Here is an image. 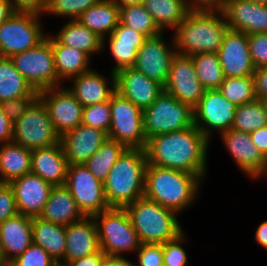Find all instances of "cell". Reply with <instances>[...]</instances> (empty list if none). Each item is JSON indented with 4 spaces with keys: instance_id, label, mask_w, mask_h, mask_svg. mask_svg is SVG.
<instances>
[{
    "instance_id": "44dd1931",
    "label": "cell",
    "mask_w": 267,
    "mask_h": 266,
    "mask_svg": "<svg viewBox=\"0 0 267 266\" xmlns=\"http://www.w3.org/2000/svg\"><path fill=\"white\" fill-rule=\"evenodd\" d=\"M9 184L14 192L18 212L30 217H39L53 185L33 173L23 175Z\"/></svg>"
},
{
    "instance_id": "4316f807",
    "label": "cell",
    "mask_w": 267,
    "mask_h": 266,
    "mask_svg": "<svg viewBox=\"0 0 267 266\" xmlns=\"http://www.w3.org/2000/svg\"><path fill=\"white\" fill-rule=\"evenodd\" d=\"M69 163L61 143L32 150L31 173L42 177L46 182L64 185Z\"/></svg>"
},
{
    "instance_id": "ffe728a7",
    "label": "cell",
    "mask_w": 267,
    "mask_h": 266,
    "mask_svg": "<svg viewBox=\"0 0 267 266\" xmlns=\"http://www.w3.org/2000/svg\"><path fill=\"white\" fill-rule=\"evenodd\" d=\"M115 88L116 92L142 111L151 106L164 90L162 85L134 67L120 70L115 74Z\"/></svg>"
},
{
    "instance_id": "f35d334b",
    "label": "cell",
    "mask_w": 267,
    "mask_h": 266,
    "mask_svg": "<svg viewBox=\"0 0 267 266\" xmlns=\"http://www.w3.org/2000/svg\"><path fill=\"white\" fill-rule=\"evenodd\" d=\"M265 125H267V114L262 103L257 99L237 106L231 129L251 133Z\"/></svg>"
},
{
    "instance_id": "91938a15",
    "label": "cell",
    "mask_w": 267,
    "mask_h": 266,
    "mask_svg": "<svg viewBox=\"0 0 267 266\" xmlns=\"http://www.w3.org/2000/svg\"><path fill=\"white\" fill-rule=\"evenodd\" d=\"M120 8L126 5L143 4L145 0H113Z\"/></svg>"
},
{
    "instance_id": "30bf717a",
    "label": "cell",
    "mask_w": 267,
    "mask_h": 266,
    "mask_svg": "<svg viewBox=\"0 0 267 266\" xmlns=\"http://www.w3.org/2000/svg\"><path fill=\"white\" fill-rule=\"evenodd\" d=\"M12 141L31 150L60 142V135L55 131L46 105L39 97L13 123Z\"/></svg>"
},
{
    "instance_id": "9c48e42d",
    "label": "cell",
    "mask_w": 267,
    "mask_h": 266,
    "mask_svg": "<svg viewBox=\"0 0 267 266\" xmlns=\"http://www.w3.org/2000/svg\"><path fill=\"white\" fill-rule=\"evenodd\" d=\"M111 123L108 138L130 149H145L143 111L127 98L114 92L110 97Z\"/></svg>"
},
{
    "instance_id": "8992f818",
    "label": "cell",
    "mask_w": 267,
    "mask_h": 266,
    "mask_svg": "<svg viewBox=\"0 0 267 266\" xmlns=\"http://www.w3.org/2000/svg\"><path fill=\"white\" fill-rule=\"evenodd\" d=\"M99 237L101 251L105 255L124 257L136 253L140 240L131 219L124 208H110L93 216Z\"/></svg>"
},
{
    "instance_id": "c3c4849f",
    "label": "cell",
    "mask_w": 267,
    "mask_h": 266,
    "mask_svg": "<svg viewBox=\"0 0 267 266\" xmlns=\"http://www.w3.org/2000/svg\"><path fill=\"white\" fill-rule=\"evenodd\" d=\"M18 213L12 187L9 183H0V224Z\"/></svg>"
},
{
    "instance_id": "74e56055",
    "label": "cell",
    "mask_w": 267,
    "mask_h": 266,
    "mask_svg": "<svg viewBox=\"0 0 267 266\" xmlns=\"http://www.w3.org/2000/svg\"><path fill=\"white\" fill-rule=\"evenodd\" d=\"M119 22L122 25L145 35L147 38L157 36L162 31L156 25L151 14L143 4L126 5L120 8Z\"/></svg>"
},
{
    "instance_id": "681fc988",
    "label": "cell",
    "mask_w": 267,
    "mask_h": 266,
    "mask_svg": "<svg viewBox=\"0 0 267 266\" xmlns=\"http://www.w3.org/2000/svg\"><path fill=\"white\" fill-rule=\"evenodd\" d=\"M14 12H30L42 15L48 0H8Z\"/></svg>"
},
{
    "instance_id": "ba28073f",
    "label": "cell",
    "mask_w": 267,
    "mask_h": 266,
    "mask_svg": "<svg viewBox=\"0 0 267 266\" xmlns=\"http://www.w3.org/2000/svg\"><path fill=\"white\" fill-rule=\"evenodd\" d=\"M40 17L30 12H14L6 19L0 25V56L11 57L44 41L47 35Z\"/></svg>"
},
{
    "instance_id": "6f0895ef",
    "label": "cell",
    "mask_w": 267,
    "mask_h": 266,
    "mask_svg": "<svg viewBox=\"0 0 267 266\" xmlns=\"http://www.w3.org/2000/svg\"><path fill=\"white\" fill-rule=\"evenodd\" d=\"M13 13L10 2L8 0H0V25Z\"/></svg>"
},
{
    "instance_id": "4dcf8cb0",
    "label": "cell",
    "mask_w": 267,
    "mask_h": 266,
    "mask_svg": "<svg viewBox=\"0 0 267 266\" xmlns=\"http://www.w3.org/2000/svg\"><path fill=\"white\" fill-rule=\"evenodd\" d=\"M32 150L13 141L0 145V183L31 173Z\"/></svg>"
},
{
    "instance_id": "b9f144b4",
    "label": "cell",
    "mask_w": 267,
    "mask_h": 266,
    "mask_svg": "<svg viewBox=\"0 0 267 266\" xmlns=\"http://www.w3.org/2000/svg\"><path fill=\"white\" fill-rule=\"evenodd\" d=\"M111 123L110 100L83 108L82 124L108 134Z\"/></svg>"
},
{
    "instance_id": "7402d4cb",
    "label": "cell",
    "mask_w": 267,
    "mask_h": 266,
    "mask_svg": "<svg viewBox=\"0 0 267 266\" xmlns=\"http://www.w3.org/2000/svg\"><path fill=\"white\" fill-rule=\"evenodd\" d=\"M108 134L80 124L60 136V143L69 165L84 164L107 140Z\"/></svg>"
},
{
    "instance_id": "e0dca14e",
    "label": "cell",
    "mask_w": 267,
    "mask_h": 266,
    "mask_svg": "<svg viewBox=\"0 0 267 266\" xmlns=\"http://www.w3.org/2000/svg\"><path fill=\"white\" fill-rule=\"evenodd\" d=\"M217 55L225 77L253 76L248 34L228 29Z\"/></svg>"
},
{
    "instance_id": "db71d44e",
    "label": "cell",
    "mask_w": 267,
    "mask_h": 266,
    "mask_svg": "<svg viewBox=\"0 0 267 266\" xmlns=\"http://www.w3.org/2000/svg\"><path fill=\"white\" fill-rule=\"evenodd\" d=\"M105 254L100 250L97 253H94L84 258H79L68 262L65 266H99L101 259Z\"/></svg>"
},
{
    "instance_id": "ac0fdd59",
    "label": "cell",
    "mask_w": 267,
    "mask_h": 266,
    "mask_svg": "<svg viewBox=\"0 0 267 266\" xmlns=\"http://www.w3.org/2000/svg\"><path fill=\"white\" fill-rule=\"evenodd\" d=\"M218 7L229 29L245 34L267 33V5L248 0H224Z\"/></svg>"
},
{
    "instance_id": "2e32d148",
    "label": "cell",
    "mask_w": 267,
    "mask_h": 266,
    "mask_svg": "<svg viewBox=\"0 0 267 266\" xmlns=\"http://www.w3.org/2000/svg\"><path fill=\"white\" fill-rule=\"evenodd\" d=\"M48 110L55 131L61 136L82 124L83 106L68 90L59 86L38 92Z\"/></svg>"
},
{
    "instance_id": "7a4b0ae2",
    "label": "cell",
    "mask_w": 267,
    "mask_h": 266,
    "mask_svg": "<svg viewBox=\"0 0 267 266\" xmlns=\"http://www.w3.org/2000/svg\"><path fill=\"white\" fill-rule=\"evenodd\" d=\"M229 29L218 6H194L174 30L176 53H217Z\"/></svg>"
},
{
    "instance_id": "bcb514c9",
    "label": "cell",
    "mask_w": 267,
    "mask_h": 266,
    "mask_svg": "<svg viewBox=\"0 0 267 266\" xmlns=\"http://www.w3.org/2000/svg\"><path fill=\"white\" fill-rule=\"evenodd\" d=\"M248 42L254 67L267 66V33L248 34Z\"/></svg>"
},
{
    "instance_id": "f6af8a7d",
    "label": "cell",
    "mask_w": 267,
    "mask_h": 266,
    "mask_svg": "<svg viewBox=\"0 0 267 266\" xmlns=\"http://www.w3.org/2000/svg\"><path fill=\"white\" fill-rule=\"evenodd\" d=\"M136 253L138 262L132 266H164L163 244L143 243Z\"/></svg>"
},
{
    "instance_id": "60d3db41",
    "label": "cell",
    "mask_w": 267,
    "mask_h": 266,
    "mask_svg": "<svg viewBox=\"0 0 267 266\" xmlns=\"http://www.w3.org/2000/svg\"><path fill=\"white\" fill-rule=\"evenodd\" d=\"M100 0H48L44 14H53L56 17L78 19L89 7L96 5Z\"/></svg>"
},
{
    "instance_id": "be15d7a7",
    "label": "cell",
    "mask_w": 267,
    "mask_h": 266,
    "mask_svg": "<svg viewBox=\"0 0 267 266\" xmlns=\"http://www.w3.org/2000/svg\"><path fill=\"white\" fill-rule=\"evenodd\" d=\"M263 175H264V177L266 175V178H267V158H266L265 168H264V171L262 172L261 176H263Z\"/></svg>"
},
{
    "instance_id": "680465c9",
    "label": "cell",
    "mask_w": 267,
    "mask_h": 266,
    "mask_svg": "<svg viewBox=\"0 0 267 266\" xmlns=\"http://www.w3.org/2000/svg\"><path fill=\"white\" fill-rule=\"evenodd\" d=\"M194 6H219L224 0H191Z\"/></svg>"
},
{
    "instance_id": "d6986e66",
    "label": "cell",
    "mask_w": 267,
    "mask_h": 266,
    "mask_svg": "<svg viewBox=\"0 0 267 266\" xmlns=\"http://www.w3.org/2000/svg\"><path fill=\"white\" fill-rule=\"evenodd\" d=\"M220 135L223 145L241 172L252 179L262 178L266 158L252 142L250 133L229 129Z\"/></svg>"
},
{
    "instance_id": "8d00e7d4",
    "label": "cell",
    "mask_w": 267,
    "mask_h": 266,
    "mask_svg": "<svg viewBox=\"0 0 267 266\" xmlns=\"http://www.w3.org/2000/svg\"><path fill=\"white\" fill-rule=\"evenodd\" d=\"M191 57L201 85L206 90L219 89L225 76L217 53H197Z\"/></svg>"
},
{
    "instance_id": "52a82bcc",
    "label": "cell",
    "mask_w": 267,
    "mask_h": 266,
    "mask_svg": "<svg viewBox=\"0 0 267 266\" xmlns=\"http://www.w3.org/2000/svg\"><path fill=\"white\" fill-rule=\"evenodd\" d=\"M147 140L155 135L184 130L194 126V109L166 91L143 111Z\"/></svg>"
},
{
    "instance_id": "6da1fadb",
    "label": "cell",
    "mask_w": 267,
    "mask_h": 266,
    "mask_svg": "<svg viewBox=\"0 0 267 266\" xmlns=\"http://www.w3.org/2000/svg\"><path fill=\"white\" fill-rule=\"evenodd\" d=\"M210 142L195 125L155 135L147 140V161L155 166L195 174L204 181Z\"/></svg>"
},
{
    "instance_id": "83f0119b",
    "label": "cell",
    "mask_w": 267,
    "mask_h": 266,
    "mask_svg": "<svg viewBox=\"0 0 267 266\" xmlns=\"http://www.w3.org/2000/svg\"><path fill=\"white\" fill-rule=\"evenodd\" d=\"M84 217L65 184L53 186L50 196L39 216L43 220L63 226L78 222Z\"/></svg>"
},
{
    "instance_id": "9f6ffc18",
    "label": "cell",
    "mask_w": 267,
    "mask_h": 266,
    "mask_svg": "<svg viewBox=\"0 0 267 266\" xmlns=\"http://www.w3.org/2000/svg\"><path fill=\"white\" fill-rule=\"evenodd\" d=\"M255 241L267 250V220H264L256 229Z\"/></svg>"
},
{
    "instance_id": "11a10c76",
    "label": "cell",
    "mask_w": 267,
    "mask_h": 266,
    "mask_svg": "<svg viewBox=\"0 0 267 266\" xmlns=\"http://www.w3.org/2000/svg\"><path fill=\"white\" fill-rule=\"evenodd\" d=\"M99 266H132V261L125 257H116L105 255Z\"/></svg>"
},
{
    "instance_id": "3957f363",
    "label": "cell",
    "mask_w": 267,
    "mask_h": 266,
    "mask_svg": "<svg viewBox=\"0 0 267 266\" xmlns=\"http://www.w3.org/2000/svg\"><path fill=\"white\" fill-rule=\"evenodd\" d=\"M202 182L195 174L147 164L144 197L179 214L198 199Z\"/></svg>"
},
{
    "instance_id": "5bb4252c",
    "label": "cell",
    "mask_w": 267,
    "mask_h": 266,
    "mask_svg": "<svg viewBox=\"0 0 267 266\" xmlns=\"http://www.w3.org/2000/svg\"><path fill=\"white\" fill-rule=\"evenodd\" d=\"M164 34L162 32L157 36L146 39L144 44L138 49L133 66L163 87L167 83L170 64L173 56L176 54L174 38L172 37V43L169 45L165 40Z\"/></svg>"
},
{
    "instance_id": "816d5d0a",
    "label": "cell",
    "mask_w": 267,
    "mask_h": 266,
    "mask_svg": "<svg viewBox=\"0 0 267 266\" xmlns=\"http://www.w3.org/2000/svg\"><path fill=\"white\" fill-rule=\"evenodd\" d=\"M13 136V124L8 120L0 105V145L11 142Z\"/></svg>"
},
{
    "instance_id": "ee69618b",
    "label": "cell",
    "mask_w": 267,
    "mask_h": 266,
    "mask_svg": "<svg viewBox=\"0 0 267 266\" xmlns=\"http://www.w3.org/2000/svg\"><path fill=\"white\" fill-rule=\"evenodd\" d=\"M185 239V233L183 232L177 238L163 244L164 266H187V253L183 248Z\"/></svg>"
},
{
    "instance_id": "6125c7cd",
    "label": "cell",
    "mask_w": 267,
    "mask_h": 266,
    "mask_svg": "<svg viewBox=\"0 0 267 266\" xmlns=\"http://www.w3.org/2000/svg\"><path fill=\"white\" fill-rule=\"evenodd\" d=\"M248 1H252L254 3L261 4V5H267V0H248Z\"/></svg>"
},
{
    "instance_id": "d590c367",
    "label": "cell",
    "mask_w": 267,
    "mask_h": 266,
    "mask_svg": "<svg viewBox=\"0 0 267 266\" xmlns=\"http://www.w3.org/2000/svg\"><path fill=\"white\" fill-rule=\"evenodd\" d=\"M126 149L123 144L107 138L84 165L98 180L104 182L112 166Z\"/></svg>"
},
{
    "instance_id": "8fae6325",
    "label": "cell",
    "mask_w": 267,
    "mask_h": 266,
    "mask_svg": "<svg viewBox=\"0 0 267 266\" xmlns=\"http://www.w3.org/2000/svg\"><path fill=\"white\" fill-rule=\"evenodd\" d=\"M10 58L35 91L63 86L55 70L52 44L47 38L35 48L17 53Z\"/></svg>"
},
{
    "instance_id": "9a60e30c",
    "label": "cell",
    "mask_w": 267,
    "mask_h": 266,
    "mask_svg": "<svg viewBox=\"0 0 267 266\" xmlns=\"http://www.w3.org/2000/svg\"><path fill=\"white\" fill-rule=\"evenodd\" d=\"M164 91L193 109L199 104L206 89L196 77L191 56L176 53L170 64L169 77Z\"/></svg>"
},
{
    "instance_id": "d4e9b609",
    "label": "cell",
    "mask_w": 267,
    "mask_h": 266,
    "mask_svg": "<svg viewBox=\"0 0 267 266\" xmlns=\"http://www.w3.org/2000/svg\"><path fill=\"white\" fill-rule=\"evenodd\" d=\"M107 78L96 70L90 69L69 79L72 80L73 86L68 90L83 107L106 102L110 100V97L116 91L115 74H110L109 81Z\"/></svg>"
},
{
    "instance_id": "94428289",
    "label": "cell",
    "mask_w": 267,
    "mask_h": 266,
    "mask_svg": "<svg viewBox=\"0 0 267 266\" xmlns=\"http://www.w3.org/2000/svg\"><path fill=\"white\" fill-rule=\"evenodd\" d=\"M259 101L262 103L264 111L267 114V96L260 98Z\"/></svg>"
},
{
    "instance_id": "f5cc1de1",
    "label": "cell",
    "mask_w": 267,
    "mask_h": 266,
    "mask_svg": "<svg viewBox=\"0 0 267 266\" xmlns=\"http://www.w3.org/2000/svg\"><path fill=\"white\" fill-rule=\"evenodd\" d=\"M250 138L262 155L267 158V125L251 132Z\"/></svg>"
},
{
    "instance_id": "cb8c5ba5",
    "label": "cell",
    "mask_w": 267,
    "mask_h": 266,
    "mask_svg": "<svg viewBox=\"0 0 267 266\" xmlns=\"http://www.w3.org/2000/svg\"><path fill=\"white\" fill-rule=\"evenodd\" d=\"M108 38L109 52L113 57L114 65L111 73L116 74L120 70L134 66L138 49L144 44L147 37L120 22L112 33L103 39V49L106 48Z\"/></svg>"
},
{
    "instance_id": "4fadbf2b",
    "label": "cell",
    "mask_w": 267,
    "mask_h": 266,
    "mask_svg": "<svg viewBox=\"0 0 267 266\" xmlns=\"http://www.w3.org/2000/svg\"><path fill=\"white\" fill-rule=\"evenodd\" d=\"M237 105L228 100L219 89L206 90L194 108V125L210 141L213 133L231 129Z\"/></svg>"
},
{
    "instance_id": "e7e4bbea",
    "label": "cell",
    "mask_w": 267,
    "mask_h": 266,
    "mask_svg": "<svg viewBox=\"0 0 267 266\" xmlns=\"http://www.w3.org/2000/svg\"><path fill=\"white\" fill-rule=\"evenodd\" d=\"M0 266H7V264L4 262L2 258L1 251H0Z\"/></svg>"
},
{
    "instance_id": "f546056e",
    "label": "cell",
    "mask_w": 267,
    "mask_h": 266,
    "mask_svg": "<svg viewBox=\"0 0 267 266\" xmlns=\"http://www.w3.org/2000/svg\"><path fill=\"white\" fill-rule=\"evenodd\" d=\"M48 35L46 38L52 44L55 70L62 83L91 69V59L85 52L70 46H64L53 36Z\"/></svg>"
},
{
    "instance_id": "e575fe53",
    "label": "cell",
    "mask_w": 267,
    "mask_h": 266,
    "mask_svg": "<svg viewBox=\"0 0 267 266\" xmlns=\"http://www.w3.org/2000/svg\"><path fill=\"white\" fill-rule=\"evenodd\" d=\"M25 96H38L16 69L10 57L0 56V103Z\"/></svg>"
},
{
    "instance_id": "d6a6232c",
    "label": "cell",
    "mask_w": 267,
    "mask_h": 266,
    "mask_svg": "<svg viewBox=\"0 0 267 266\" xmlns=\"http://www.w3.org/2000/svg\"><path fill=\"white\" fill-rule=\"evenodd\" d=\"M120 7L113 0H100L77 19L92 32L104 39L119 23Z\"/></svg>"
},
{
    "instance_id": "ab89813d",
    "label": "cell",
    "mask_w": 267,
    "mask_h": 266,
    "mask_svg": "<svg viewBox=\"0 0 267 266\" xmlns=\"http://www.w3.org/2000/svg\"><path fill=\"white\" fill-rule=\"evenodd\" d=\"M219 90L237 106L257 100L253 76L225 77Z\"/></svg>"
},
{
    "instance_id": "5b68a950",
    "label": "cell",
    "mask_w": 267,
    "mask_h": 266,
    "mask_svg": "<svg viewBox=\"0 0 267 266\" xmlns=\"http://www.w3.org/2000/svg\"><path fill=\"white\" fill-rule=\"evenodd\" d=\"M137 232L140 243L165 244L183 233L178 213L145 197L124 208Z\"/></svg>"
},
{
    "instance_id": "603a6c76",
    "label": "cell",
    "mask_w": 267,
    "mask_h": 266,
    "mask_svg": "<svg viewBox=\"0 0 267 266\" xmlns=\"http://www.w3.org/2000/svg\"><path fill=\"white\" fill-rule=\"evenodd\" d=\"M33 217L18 213L0 224V251L8 265L33 243Z\"/></svg>"
},
{
    "instance_id": "7dc6e473",
    "label": "cell",
    "mask_w": 267,
    "mask_h": 266,
    "mask_svg": "<svg viewBox=\"0 0 267 266\" xmlns=\"http://www.w3.org/2000/svg\"><path fill=\"white\" fill-rule=\"evenodd\" d=\"M38 96H25L17 99L6 100L0 105L8 120L15 123L28 109Z\"/></svg>"
},
{
    "instance_id": "484cf974",
    "label": "cell",
    "mask_w": 267,
    "mask_h": 266,
    "mask_svg": "<svg viewBox=\"0 0 267 266\" xmlns=\"http://www.w3.org/2000/svg\"><path fill=\"white\" fill-rule=\"evenodd\" d=\"M101 250L96 222L93 217L66 226L65 265Z\"/></svg>"
},
{
    "instance_id": "f907efd6",
    "label": "cell",
    "mask_w": 267,
    "mask_h": 266,
    "mask_svg": "<svg viewBox=\"0 0 267 266\" xmlns=\"http://www.w3.org/2000/svg\"><path fill=\"white\" fill-rule=\"evenodd\" d=\"M253 78L256 97L259 100L260 98L267 96V66L255 68Z\"/></svg>"
},
{
    "instance_id": "277c9868",
    "label": "cell",
    "mask_w": 267,
    "mask_h": 266,
    "mask_svg": "<svg viewBox=\"0 0 267 266\" xmlns=\"http://www.w3.org/2000/svg\"><path fill=\"white\" fill-rule=\"evenodd\" d=\"M147 164L145 149L127 148L122 153L103 182L110 208H125L144 197Z\"/></svg>"
},
{
    "instance_id": "836d02e7",
    "label": "cell",
    "mask_w": 267,
    "mask_h": 266,
    "mask_svg": "<svg viewBox=\"0 0 267 266\" xmlns=\"http://www.w3.org/2000/svg\"><path fill=\"white\" fill-rule=\"evenodd\" d=\"M143 6L163 32L167 28L175 30L194 4L191 0H145Z\"/></svg>"
},
{
    "instance_id": "f1b7e54d",
    "label": "cell",
    "mask_w": 267,
    "mask_h": 266,
    "mask_svg": "<svg viewBox=\"0 0 267 266\" xmlns=\"http://www.w3.org/2000/svg\"><path fill=\"white\" fill-rule=\"evenodd\" d=\"M33 243L42 247L58 263L65 266L66 226L33 217Z\"/></svg>"
},
{
    "instance_id": "7c38bea8",
    "label": "cell",
    "mask_w": 267,
    "mask_h": 266,
    "mask_svg": "<svg viewBox=\"0 0 267 266\" xmlns=\"http://www.w3.org/2000/svg\"><path fill=\"white\" fill-rule=\"evenodd\" d=\"M65 185L85 217H93L110 209L103 182L98 180L84 164L68 166Z\"/></svg>"
},
{
    "instance_id": "7bdbcfd3",
    "label": "cell",
    "mask_w": 267,
    "mask_h": 266,
    "mask_svg": "<svg viewBox=\"0 0 267 266\" xmlns=\"http://www.w3.org/2000/svg\"><path fill=\"white\" fill-rule=\"evenodd\" d=\"M7 266H59L39 245L32 243L28 249L12 260Z\"/></svg>"
},
{
    "instance_id": "1f68e13d",
    "label": "cell",
    "mask_w": 267,
    "mask_h": 266,
    "mask_svg": "<svg viewBox=\"0 0 267 266\" xmlns=\"http://www.w3.org/2000/svg\"><path fill=\"white\" fill-rule=\"evenodd\" d=\"M53 37L64 46L85 52L90 58L103 51V39L77 19L67 21Z\"/></svg>"
}]
</instances>
